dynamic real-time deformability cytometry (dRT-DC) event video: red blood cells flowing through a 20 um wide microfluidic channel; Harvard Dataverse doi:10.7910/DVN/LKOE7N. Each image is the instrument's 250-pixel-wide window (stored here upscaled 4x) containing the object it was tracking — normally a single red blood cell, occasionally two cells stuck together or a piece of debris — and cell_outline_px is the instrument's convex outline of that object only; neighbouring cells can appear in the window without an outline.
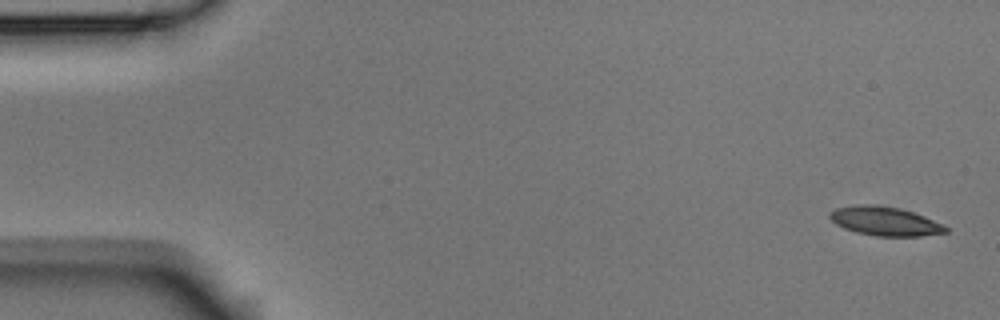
{"species": "Egyptian fruit bat (a non-hibernating species)", "species_latin": "Rousettus aegyptiacus", "temperature_condition": "room temperature", "stored_images_in_passage": 4, "camera_frame_rate_fps": 3000, "um_per_image_px": 0.085, "animal": {"sex": "male"}, "frame": {"image": 1, "passage_image": 1, "time_ms": 0.0, "image_size_px": [1000, 320], "cell_outline_px": [[948, 232], [920, 236], [876, 236], [856, 232], [844, 228], [836, 224], [828, 216], [828, 212], [836, 208], [856, 204], [868, 204], [896, 208], [912, 212], [924, 216], [944, 224], [948, 228]], "centroid_in_image_um": [75.2, 18.8], "position_along_channel_um": 9.8, "area_um2": 19.48}}
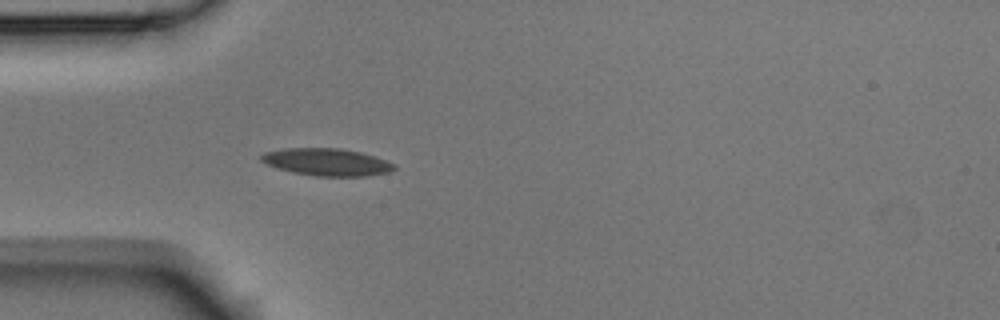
{"frame": {"image": 2, "passage_image": 4, "time_ms": 1.0, "image_size_px": [1000, 320], "cell_outline_px": [[396, 168], [388, 172], [364, 176], [316, 176], [292, 172], [276, 168], [260, 160], [260, 156], [264, 152], [284, 148], [340, 148], [360, 152], [396, 164]], "centroid_in_image_um": [27.74, 13.77], "position_along_channel_um": 57.3, "area_um2": 21.04}}